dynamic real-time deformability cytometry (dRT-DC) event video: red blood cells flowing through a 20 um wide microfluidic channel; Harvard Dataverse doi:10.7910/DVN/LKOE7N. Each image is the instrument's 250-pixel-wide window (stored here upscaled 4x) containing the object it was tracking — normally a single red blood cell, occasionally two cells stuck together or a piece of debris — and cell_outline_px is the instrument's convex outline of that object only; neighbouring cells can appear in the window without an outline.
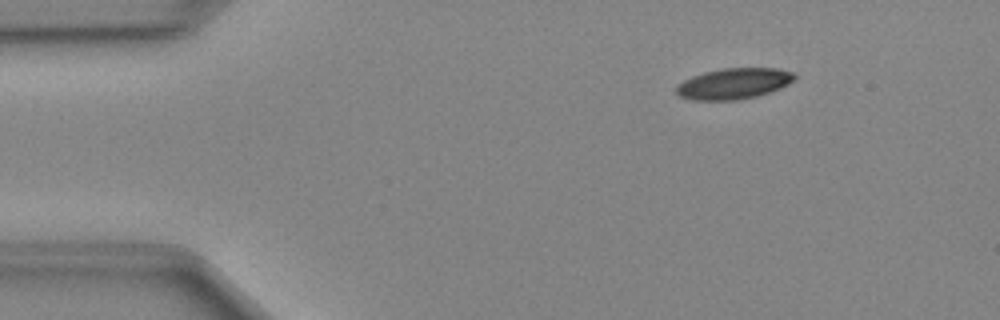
{"species": "Egyptian fruit bat (a non-hibernating species)", "species_latin": "Rousettus aegyptiacus", "temperature_condition": "cold", "stored_images_in_passage": 49, "camera_frame_rate_fps": 3000, "um_per_image_px": 0.085, "animal": {"sex": "female"}, "frame": {"image": 1, "passage_image": 7, "time_ms": 2.0, "image_size_px": [1000, 320], "cell_outline_px": [[796, 76], [788, 84], [780, 88], [756, 96], [736, 100], [692, 100], [680, 96], [676, 92], [676, 84], [692, 76], [704, 72], [720, 68], [776, 68], [792, 72]], "centroid_in_image_um": [62.33, 7.1], "position_along_channel_um": 22.7, "area_um2": 21.21}}
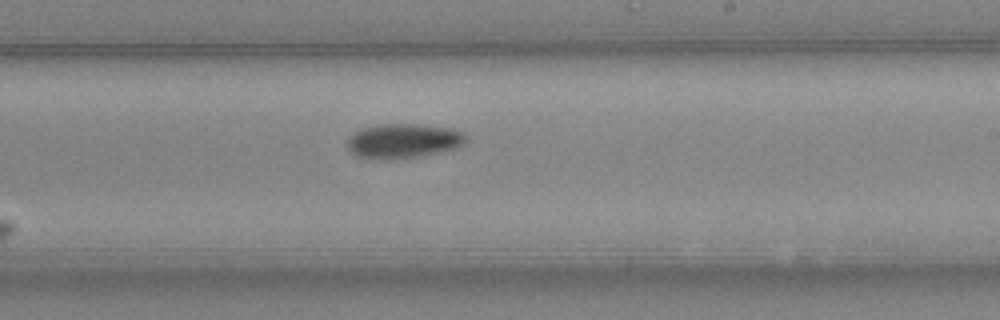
{"frame": {"image": 2, "passage_image": 29, "time_ms": 9.333, "image_size_px": [1000, 320], "cell_outline_px": [[468, 140], [464, 144], [456, 148], [440, 152], [420, 156], [388, 160], [356, 156], [348, 148], [348, 136], [364, 128], [380, 124], [420, 124], [448, 128], [464, 132], [468, 136]], "centroid_in_image_um": [34.33, 11.98], "position_along_channel_um": 254.7, "area_um2": 23.93}}
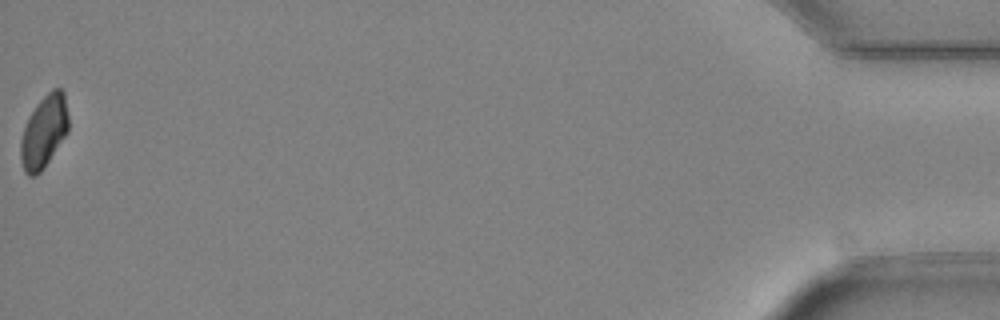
{"frame": {"image": 3, "passage_image": 49, "time_ms": 16.0, "image_size_px": [1000, 320], "cell_outline_px": [[68, 132], [44, 168], [36, 176], [28, 176], [24, 172], [20, 156], [20, 140], [28, 116], [36, 104], [52, 88], [60, 88], [64, 92], [68, 116]], "centroid_in_image_um": [3.73, 11.2], "position_along_channel_um": 431.5, "area_um2": 20.35}}